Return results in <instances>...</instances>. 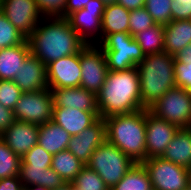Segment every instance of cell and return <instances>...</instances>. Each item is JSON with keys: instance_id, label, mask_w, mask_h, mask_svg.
<instances>
[{"instance_id": "6da1fadb", "label": "cell", "mask_w": 191, "mask_h": 190, "mask_svg": "<svg viewBox=\"0 0 191 190\" xmlns=\"http://www.w3.org/2000/svg\"><path fill=\"white\" fill-rule=\"evenodd\" d=\"M47 24L38 26L27 37L30 53L46 66L60 58L77 54L86 45L68 20L62 17H45Z\"/></svg>"}, {"instance_id": "7a4b0ae2", "label": "cell", "mask_w": 191, "mask_h": 190, "mask_svg": "<svg viewBox=\"0 0 191 190\" xmlns=\"http://www.w3.org/2000/svg\"><path fill=\"white\" fill-rule=\"evenodd\" d=\"M99 118L129 114L145 109L141 103L138 68L108 71L106 80L96 94Z\"/></svg>"}, {"instance_id": "3957f363", "label": "cell", "mask_w": 191, "mask_h": 190, "mask_svg": "<svg viewBox=\"0 0 191 190\" xmlns=\"http://www.w3.org/2000/svg\"><path fill=\"white\" fill-rule=\"evenodd\" d=\"M107 141L135 163L146 160V109L106 117Z\"/></svg>"}, {"instance_id": "277c9868", "label": "cell", "mask_w": 191, "mask_h": 190, "mask_svg": "<svg viewBox=\"0 0 191 190\" xmlns=\"http://www.w3.org/2000/svg\"><path fill=\"white\" fill-rule=\"evenodd\" d=\"M174 55L166 52L147 54L137 65L141 103L148 109L170 89L176 87Z\"/></svg>"}, {"instance_id": "5b68a950", "label": "cell", "mask_w": 191, "mask_h": 190, "mask_svg": "<svg viewBox=\"0 0 191 190\" xmlns=\"http://www.w3.org/2000/svg\"><path fill=\"white\" fill-rule=\"evenodd\" d=\"M105 54L109 71L128 70L145 58V53L130 33L106 35L98 44Z\"/></svg>"}, {"instance_id": "8992f818", "label": "cell", "mask_w": 191, "mask_h": 190, "mask_svg": "<svg viewBox=\"0 0 191 190\" xmlns=\"http://www.w3.org/2000/svg\"><path fill=\"white\" fill-rule=\"evenodd\" d=\"M135 162L107 140L92 153L86 166L96 171L111 190Z\"/></svg>"}, {"instance_id": "52a82bcc", "label": "cell", "mask_w": 191, "mask_h": 190, "mask_svg": "<svg viewBox=\"0 0 191 190\" xmlns=\"http://www.w3.org/2000/svg\"><path fill=\"white\" fill-rule=\"evenodd\" d=\"M148 111L178 128H191V91L174 87L150 106Z\"/></svg>"}, {"instance_id": "ba28073f", "label": "cell", "mask_w": 191, "mask_h": 190, "mask_svg": "<svg viewBox=\"0 0 191 190\" xmlns=\"http://www.w3.org/2000/svg\"><path fill=\"white\" fill-rule=\"evenodd\" d=\"M54 99L49 88L23 92L13 109L17 121L42 125L53 118Z\"/></svg>"}, {"instance_id": "9c48e42d", "label": "cell", "mask_w": 191, "mask_h": 190, "mask_svg": "<svg viewBox=\"0 0 191 190\" xmlns=\"http://www.w3.org/2000/svg\"><path fill=\"white\" fill-rule=\"evenodd\" d=\"M142 164L149 174L153 190H185L188 188L189 169L162 157L148 158Z\"/></svg>"}, {"instance_id": "30bf717a", "label": "cell", "mask_w": 191, "mask_h": 190, "mask_svg": "<svg viewBox=\"0 0 191 190\" xmlns=\"http://www.w3.org/2000/svg\"><path fill=\"white\" fill-rule=\"evenodd\" d=\"M80 66V87L97 94L109 71L103 49L95 43L86 44L80 51Z\"/></svg>"}, {"instance_id": "8fae6325", "label": "cell", "mask_w": 191, "mask_h": 190, "mask_svg": "<svg viewBox=\"0 0 191 190\" xmlns=\"http://www.w3.org/2000/svg\"><path fill=\"white\" fill-rule=\"evenodd\" d=\"M105 7L101 0H91L83 9L74 11L66 17L71 28L86 44H99L101 41V23ZM94 35L100 39H96Z\"/></svg>"}, {"instance_id": "7c38bea8", "label": "cell", "mask_w": 191, "mask_h": 190, "mask_svg": "<svg viewBox=\"0 0 191 190\" xmlns=\"http://www.w3.org/2000/svg\"><path fill=\"white\" fill-rule=\"evenodd\" d=\"M0 10L9 22L28 37L45 17L35 0H1Z\"/></svg>"}, {"instance_id": "4fadbf2b", "label": "cell", "mask_w": 191, "mask_h": 190, "mask_svg": "<svg viewBox=\"0 0 191 190\" xmlns=\"http://www.w3.org/2000/svg\"><path fill=\"white\" fill-rule=\"evenodd\" d=\"M80 52L47 65L48 88H76L81 81Z\"/></svg>"}, {"instance_id": "5bb4252c", "label": "cell", "mask_w": 191, "mask_h": 190, "mask_svg": "<svg viewBox=\"0 0 191 190\" xmlns=\"http://www.w3.org/2000/svg\"><path fill=\"white\" fill-rule=\"evenodd\" d=\"M178 129L146 109V159L161 157Z\"/></svg>"}, {"instance_id": "9a60e30c", "label": "cell", "mask_w": 191, "mask_h": 190, "mask_svg": "<svg viewBox=\"0 0 191 190\" xmlns=\"http://www.w3.org/2000/svg\"><path fill=\"white\" fill-rule=\"evenodd\" d=\"M106 140V122L103 118H99L78 135L71 136L67 149L86 165L92 153Z\"/></svg>"}, {"instance_id": "2e32d148", "label": "cell", "mask_w": 191, "mask_h": 190, "mask_svg": "<svg viewBox=\"0 0 191 190\" xmlns=\"http://www.w3.org/2000/svg\"><path fill=\"white\" fill-rule=\"evenodd\" d=\"M39 125L15 120L0 138L18 156L22 157L38 144Z\"/></svg>"}, {"instance_id": "e0dca14e", "label": "cell", "mask_w": 191, "mask_h": 190, "mask_svg": "<svg viewBox=\"0 0 191 190\" xmlns=\"http://www.w3.org/2000/svg\"><path fill=\"white\" fill-rule=\"evenodd\" d=\"M13 81L22 92L40 91L48 88L47 66L30 54L16 73Z\"/></svg>"}, {"instance_id": "ac0fdd59", "label": "cell", "mask_w": 191, "mask_h": 190, "mask_svg": "<svg viewBox=\"0 0 191 190\" xmlns=\"http://www.w3.org/2000/svg\"><path fill=\"white\" fill-rule=\"evenodd\" d=\"M99 119V112H88L75 108L54 107L52 121L60 125L71 136L78 135Z\"/></svg>"}, {"instance_id": "d6986e66", "label": "cell", "mask_w": 191, "mask_h": 190, "mask_svg": "<svg viewBox=\"0 0 191 190\" xmlns=\"http://www.w3.org/2000/svg\"><path fill=\"white\" fill-rule=\"evenodd\" d=\"M54 107L99 112L96 94L82 87L52 89Z\"/></svg>"}, {"instance_id": "ffe728a7", "label": "cell", "mask_w": 191, "mask_h": 190, "mask_svg": "<svg viewBox=\"0 0 191 190\" xmlns=\"http://www.w3.org/2000/svg\"><path fill=\"white\" fill-rule=\"evenodd\" d=\"M161 157L191 169V128H179Z\"/></svg>"}, {"instance_id": "44dd1931", "label": "cell", "mask_w": 191, "mask_h": 190, "mask_svg": "<svg viewBox=\"0 0 191 190\" xmlns=\"http://www.w3.org/2000/svg\"><path fill=\"white\" fill-rule=\"evenodd\" d=\"M18 176L23 186L39 185L54 190L66 184L51 167L25 166L22 162Z\"/></svg>"}, {"instance_id": "7402d4cb", "label": "cell", "mask_w": 191, "mask_h": 190, "mask_svg": "<svg viewBox=\"0 0 191 190\" xmlns=\"http://www.w3.org/2000/svg\"><path fill=\"white\" fill-rule=\"evenodd\" d=\"M27 39L14 47L0 50V80H13L21 65L30 55Z\"/></svg>"}, {"instance_id": "603a6c76", "label": "cell", "mask_w": 191, "mask_h": 190, "mask_svg": "<svg viewBox=\"0 0 191 190\" xmlns=\"http://www.w3.org/2000/svg\"><path fill=\"white\" fill-rule=\"evenodd\" d=\"M70 138L71 135L52 120L39 125L38 144L52 155L66 150Z\"/></svg>"}, {"instance_id": "cb8c5ba5", "label": "cell", "mask_w": 191, "mask_h": 190, "mask_svg": "<svg viewBox=\"0 0 191 190\" xmlns=\"http://www.w3.org/2000/svg\"><path fill=\"white\" fill-rule=\"evenodd\" d=\"M164 52L175 55L191 43V20H175L164 25Z\"/></svg>"}, {"instance_id": "d4e9b609", "label": "cell", "mask_w": 191, "mask_h": 190, "mask_svg": "<svg viewBox=\"0 0 191 190\" xmlns=\"http://www.w3.org/2000/svg\"><path fill=\"white\" fill-rule=\"evenodd\" d=\"M130 10L118 3L108 4L105 7L101 23V40L109 34L129 33Z\"/></svg>"}, {"instance_id": "484cf974", "label": "cell", "mask_w": 191, "mask_h": 190, "mask_svg": "<svg viewBox=\"0 0 191 190\" xmlns=\"http://www.w3.org/2000/svg\"><path fill=\"white\" fill-rule=\"evenodd\" d=\"M85 167L68 149L53 155L51 168L61 176L65 183H71Z\"/></svg>"}, {"instance_id": "4316f807", "label": "cell", "mask_w": 191, "mask_h": 190, "mask_svg": "<svg viewBox=\"0 0 191 190\" xmlns=\"http://www.w3.org/2000/svg\"><path fill=\"white\" fill-rule=\"evenodd\" d=\"M111 190H153L148 172L142 163H135Z\"/></svg>"}, {"instance_id": "83f0119b", "label": "cell", "mask_w": 191, "mask_h": 190, "mask_svg": "<svg viewBox=\"0 0 191 190\" xmlns=\"http://www.w3.org/2000/svg\"><path fill=\"white\" fill-rule=\"evenodd\" d=\"M133 37L145 55L164 52V25L155 24Z\"/></svg>"}, {"instance_id": "f1b7e54d", "label": "cell", "mask_w": 191, "mask_h": 190, "mask_svg": "<svg viewBox=\"0 0 191 190\" xmlns=\"http://www.w3.org/2000/svg\"><path fill=\"white\" fill-rule=\"evenodd\" d=\"M21 157L15 154L0 138V180L18 176Z\"/></svg>"}, {"instance_id": "f546056e", "label": "cell", "mask_w": 191, "mask_h": 190, "mask_svg": "<svg viewBox=\"0 0 191 190\" xmlns=\"http://www.w3.org/2000/svg\"><path fill=\"white\" fill-rule=\"evenodd\" d=\"M27 37L15 28L0 10V50L22 44Z\"/></svg>"}, {"instance_id": "4dcf8cb0", "label": "cell", "mask_w": 191, "mask_h": 190, "mask_svg": "<svg viewBox=\"0 0 191 190\" xmlns=\"http://www.w3.org/2000/svg\"><path fill=\"white\" fill-rule=\"evenodd\" d=\"M71 184L78 190H110L97 172L86 165Z\"/></svg>"}, {"instance_id": "1f68e13d", "label": "cell", "mask_w": 191, "mask_h": 190, "mask_svg": "<svg viewBox=\"0 0 191 190\" xmlns=\"http://www.w3.org/2000/svg\"><path fill=\"white\" fill-rule=\"evenodd\" d=\"M172 0H145L144 7L156 24L166 25L171 22Z\"/></svg>"}, {"instance_id": "d6a6232c", "label": "cell", "mask_w": 191, "mask_h": 190, "mask_svg": "<svg viewBox=\"0 0 191 190\" xmlns=\"http://www.w3.org/2000/svg\"><path fill=\"white\" fill-rule=\"evenodd\" d=\"M156 23L145 7L136 10H130L129 16V33L131 36L141 31H145Z\"/></svg>"}, {"instance_id": "836d02e7", "label": "cell", "mask_w": 191, "mask_h": 190, "mask_svg": "<svg viewBox=\"0 0 191 190\" xmlns=\"http://www.w3.org/2000/svg\"><path fill=\"white\" fill-rule=\"evenodd\" d=\"M53 155L48 153L39 144H36L26 154L21 157V162L25 166L51 167Z\"/></svg>"}, {"instance_id": "e575fe53", "label": "cell", "mask_w": 191, "mask_h": 190, "mask_svg": "<svg viewBox=\"0 0 191 190\" xmlns=\"http://www.w3.org/2000/svg\"><path fill=\"white\" fill-rule=\"evenodd\" d=\"M22 93L13 80H0V104L2 106L13 110Z\"/></svg>"}, {"instance_id": "d590c367", "label": "cell", "mask_w": 191, "mask_h": 190, "mask_svg": "<svg viewBox=\"0 0 191 190\" xmlns=\"http://www.w3.org/2000/svg\"><path fill=\"white\" fill-rule=\"evenodd\" d=\"M44 17L64 18L66 0H35Z\"/></svg>"}, {"instance_id": "8d00e7d4", "label": "cell", "mask_w": 191, "mask_h": 190, "mask_svg": "<svg viewBox=\"0 0 191 190\" xmlns=\"http://www.w3.org/2000/svg\"><path fill=\"white\" fill-rule=\"evenodd\" d=\"M174 76L176 87L191 91V63L184 64L175 59Z\"/></svg>"}, {"instance_id": "74e56055", "label": "cell", "mask_w": 191, "mask_h": 190, "mask_svg": "<svg viewBox=\"0 0 191 190\" xmlns=\"http://www.w3.org/2000/svg\"><path fill=\"white\" fill-rule=\"evenodd\" d=\"M191 0H172L171 21L190 20Z\"/></svg>"}, {"instance_id": "f35d334b", "label": "cell", "mask_w": 191, "mask_h": 190, "mask_svg": "<svg viewBox=\"0 0 191 190\" xmlns=\"http://www.w3.org/2000/svg\"><path fill=\"white\" fill-rule=\"evenodd\" d=\"M14 112L0 104V135L15 121Z\"/></svg>"}, {"instance_id": "ab89813d", "label": "cell", "mask_w": 191, "mask_h": 190, "mask_svg": "<svg viewBox=\"0 0 191 190\" xmlns=\"http://www.w3.org/2000/svg\"><path fill=\"white\" fill-rule=\"evenodd\" d=\"M23 185L19 176L7 177L0 180V190H22Z\"/></svg>"}, {"instance_id": "60d3db41", "label": "cell", "mask_w": 191, "mask_h": 190, "mask_svg": "<svg viewBox=\"0 0 191 190\" xmlns=\"http://www.w3.org/2000/svg\"><path fill=\"white\" fill-rule=\"evenodd\" d=\"M91 0H66L64 8V18L74 11L83 9Z\"/></svg>"}, {"instance_id": "b9f144b4", "label": "cell", "mask_w": 191, "mask_h": 190, "mask_svg": "<svg viewBox=\"0 0 191 190\" xmlns=\"http://www.w3.org/2000/svg\"><path fill=\"white\" fill-rule=\"evenodd\" d=\"M174 57L178 62H182L184 64L191 63V43L178 51V53H176Z\"/></svg>"}, {"instance_id": "7bdbcfd3", "label": "cell", "mask_w": 191, "mask_h": 190, "mask_svg": "<svg viewBox=\"0 0 191 190\" xmlns=\"http://www.w3.org/2000/svg\"><path fill=\"white\" fill-rule=\"evenodd\" d=\"M117 3L127 10H136L144 7L145 0H117Z\"/></svg>"}, {"instance_id": "ee69618b", "label": "cell", "mask_w": 191, "mask_h": 190, "mask_svg": "<svg viewBox=\"0 0 191 190\" xmlns=\"http://www.w3.org/2000/svg\"><path fill=\"white\" fill-rule=\"evenodd\" d=\"M22 190H51L39 185L23 186Z\"/></svg>"}, {"instance_id": "f6af8a7d", "label": "cell", "mask_w": 191, "mask_h": 190, "mask_svg": "<svg viewBox=\"0 0 191 190\" xmlns=\"http://www.w3.org/2000/svg\"><path fill=\"white\" fill-rule=\"evenodd\" d=\"M54 190H78L71 183H66L62 187L55 188Z\"/></svg>"}, {"instance_id": "bcb514c9", "label": "cell", "mask_w": 191, "mask_h": 190, "mask_svg": "<svg viewBox=\"0 0 191 190\" xmlns=\"http://www.w3.org/2000/svg\"><path fill=\"white\" fill-rule=\"evenodd\" d=\"M105 5L117 3V0H101Z\"/></svg>"}, {"instance_id": "7dc6e473", "label": "cell", "mask_w": 191, "mask_h": 190, "mask_svg": "<svg viewBox=\"0 0 191 190\" xmlns=\"http://www.w3.org/2000/svg\"><path fill=\"white\" fill-rule=\"evenodd\" d=\"M188 187L191 189V169H189V173H188Z\"/></svg>"}]
</instances>
